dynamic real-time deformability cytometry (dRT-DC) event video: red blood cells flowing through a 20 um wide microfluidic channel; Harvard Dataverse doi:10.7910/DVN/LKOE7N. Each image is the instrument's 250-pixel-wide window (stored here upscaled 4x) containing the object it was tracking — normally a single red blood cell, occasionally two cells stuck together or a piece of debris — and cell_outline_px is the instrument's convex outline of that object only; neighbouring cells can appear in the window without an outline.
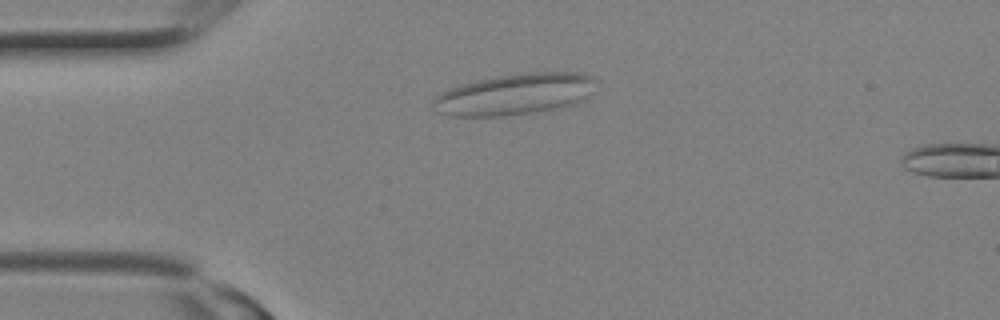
{"species": "Egyptian fruit bat (a non-hibernating species)", "species_latin": "Rousettus aegyptiacus", "temperature_condition": "room temperature", "stored_images_in_passage": 7, "camera_frame_rate_fps": 3000, "um_per_image_px": 0.085, "animal": {"sex": "female"}, "frame": {"image": 1, "passage_image": 5, "time_ms": 1.333, "image_size_px": [1000, 320], "cell_outline_px": [[596, 80], [588, 96], [584, 100], [572, 104], [556, 108], [532, 112], [504, 116], [452, 116], [436, 112], [432, 104], [432, 100], [440, 92], [448, 88], [476, 80], [496, 76], [528, 72], [576, 72], [592, 76]], "centroid_in_image_um": [43.71, 8.0], "position_along_channel_um": 41.3, "area_um2": 39.13}}